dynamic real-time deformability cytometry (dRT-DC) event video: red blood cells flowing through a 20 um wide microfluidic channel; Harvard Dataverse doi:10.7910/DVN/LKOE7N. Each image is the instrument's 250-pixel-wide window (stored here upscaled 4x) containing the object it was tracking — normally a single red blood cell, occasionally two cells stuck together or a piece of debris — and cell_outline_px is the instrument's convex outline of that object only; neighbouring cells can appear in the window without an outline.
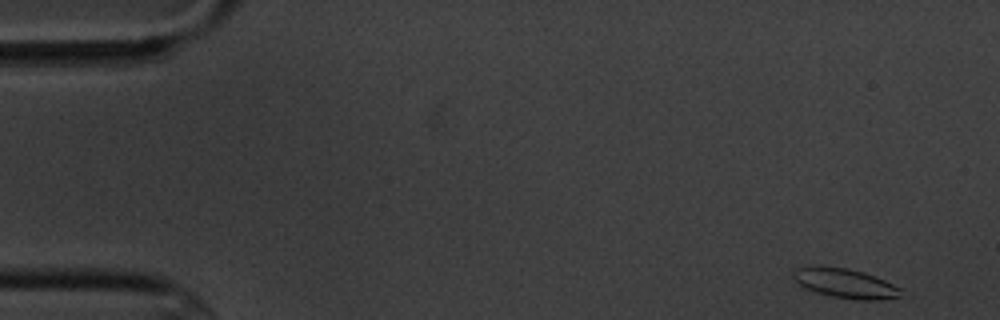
{"species": "common noctule bat (a hibernating species)", "species_latin": "Nyctalus noctula", "temperature_condition": "cold", "stored_images_in_passage": 5, "camera_frame_rate_fps": 3000, "um_per_image_px": 0.085, "animal": {"sex": "male", "body_mass_g": 20.1, "forearm_length_mm": 53.5}, "frame": {"image": 1, "passage_image": 1, "time_ms": 0.0, "image_size_px": [1000, 320], "cell_outline_px": [[904, 292], [900, 296], [880, 300], [856, 300], [832, 296], [816, 292], [804, 288], [792, 280], [792, 272], [796, 268], [820, 264], [848, 268], [864, 272], [884, 280], [900, 288]], "centroid_in_image_um": [71.78, 24.06], "position_along_channel_um": 13.2, "area_um2": 18.96}}